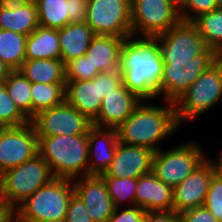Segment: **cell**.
Instances as JSON below:
<instances>
[{
	"label": "cell",
	"mask_w": 222,
	"mask_h": 222,
	"mask_svg": "<svg viewBox=\"0 0 222 222\" xmlns=\"http://www.w3.org/2000/svg\"><path fill=\"white\" fill-rule=\"evenodd\" d=\"M163 63L155 37L126 38L120 52L119 66L123 85L144 101L154 99L158 96Z\"/></svg>",
	"instance_id": "obj_1"
},
{
	"label": "cell",
	"mask_w": 222,
	"mask_h": 222,
	"mask_svg": "<svg viewBox=\"0 0 222 222\" xmlns=\"http://www.w3.org/2000/svg\"><path fill=\"white\" fill-rule=\"evenodd\" d=\"M141 103L133 113L117 128L120 143L143 146L154 152L168 135L180 126L175 111V103L166 101L167 105ZM158 144V145H157Z\"/></svg>",
	"instance_id": "obj_2"
},
{
	"label": "cell",
	"mask_w": 222,
	"mask_h": 222,
	"mask_svg": "<svg viewBox=\"0 0 222 222\" xmlns=\"http://www.w3.org/2000/svg\"><path fill=\"white\" fill-rule=\"evenodd\" d=\"M38 154L54 178L74 180L88 175V134L38 136Z\"/></svg>",
	"instance_id": "obj_3"
},
{
	"label": "cell",
	"mask_w": 222,
	"mask_h": 222,
	"mask_svg": "<svg viewBox=\"0 0 222 222\" xmlns=\"http://www.w3.org/2000/svg\"><path fill=\"white\" fill-rule=\"evenodd\" d=\"M73 180L53 178L16 208L17 222H64Z\"/></svg>",
	"instance_id": "obj_4"
},
{
	"label": "cell",
	"mask_w": 222,
	"mask_h": 222,
	"mask_svg": "<svg viewBox=\"0 0 222 222\" xmlns=\"http://www.w3.org/2000/svg\"><path fill=\"white\" fill-rule=\"evenodd\" d=\"M222 99V57L214 63L177 99L176 118L181 126L183 122L210 110Z\"/></svg>",
	"instance_id": "obj_5"
},
{
	"label": "cell",
	"mask_w": 222,
	"mask_h": 222,
	"mask_svg": "<svg viewBox=\"0 0 222 222\" xmlns=\"http://www.w3.org/2000/svg\"><path fill=\"white\" fill-rule=\"evenodd\" d=\"M180 21L178 0H131V27L134 37H156Z\"/></svg>",
	"instance_id": "obj_6"
},
{
	"label": "cell",
	"mask_w": 222,
	"mask_h": 222,
	"mask_svg": "<svg viewBox=\"0 0 222 222\" xmlns=\"http://www.w3.org/2000/svg\"><path fill=\"white\" fill-rule=\"evenodd\" d=\"M221 56L210 47L189 61L164 62L163 76L158 88V96L164 95L165 101L177 99L202 75L216 63Z\"/></svg>",
	"instance_id": "obj_7"
},
{
	"label": "cell",
	"mask_w": 222,
	"mask_h": 222,
	"mask_svg": "<svg viewBox=\"0 0 222 222\" xmlns=\"http://www.w3.org/2000/svg\"><path fill=\"white\" fill-rule=\"evenodd\" d=\"M54 178L49 165L38 154L15 168L3 173V196L5 202L17 208Z\"/></svg>",
	"instance_id": "obj_8"
},
{
	"label": "cell",
	"mask_w": 222,
	"mask_h": 222,
	"mask_svg": "<svg viewBox=\"0 0 222 222\" xmlns=\"http://www.w3.org/2000/svg\"><path fill=\"white\" fill-rule=\"evenodd\" d=\"M199 144L185 142L168 151L154 153L152 172L173 189L207 158Z\"/></svg>",
	"instance_id": "obj_9"
},
{
	"label": "cell",
	"mask_w": 222,
	"mask_h": 222,
	"mask_svg": "<svg viewBox=\"0 0 222 222\" xmlns=\"http://www.w3.org/2000/svg\"><path fill=\"white\" fill-rule=\"evenodd\" d=\"M94 35L132 36L131 0H88L86 22Z\"/></svg>",
	"instance_id": "obj_10"
},
{
	"label": "cell",
	"mask_w": 222,
	"mask_h": 222,
	"mask_svg": "<svg viewBox=\"0 0 222 222\" xmlns=\"http://www.w3.org/2000/svg\"><path fill=\"white\" fill-rule=\"evenodd\" d=\"M155 38L158 41L163 62L189 61L207 48L197 26L188 21L181 20Z\"/></svg>",
	"instance_id": "obj_11"
},
{
	"label": "cell",
	"mask_w": 222,
	"mask_h": 222,
	"mask_svg": "<svg viewBox=\"0 0 222 222\" xmlns=\"http://www.w3.org/2000/svg\"><path fill=\"white\" fill-rule=\"evenodd\" d=\"M37 136L85 135L93 122L66 101L39 112L30 121Z\"/></svg>",
	"instance_id": "obj_12"
},
{
	"label": "cell",
	"mask_w": 222,
	"mask_h": 222,
	"mask_svg": "<svg viewBox=\"0 0 222 222\" xmlns=\"http://www.w3.org/2000/svg\"><path fill=\"white\" fill-rule=\"evenodd\" d=\"M38 155L34 125L3 127L0 131V173L15 168Z\"/></svg>",
	"instance_id": "obj_13"
},
{
	"label": "cell",
	"mask_w": 222,
	"mask_h": 222,
	"mask_svg": "<svg viewBox=\"0 0 222 222\" xmlns=\"http://www.w3.org/2000/svg\"><path fill=\"white\" fill-rule=\"evenodd\" d=\"M215 173L214 161L207 158L173 189V211L181 213L204 206L210 180Z\"/></svg>",
	"instance_id": "obj_14"
},
{
	"label": "cell",
	"mask_w": 222,
	"mask_h": 222,
	"mask_svg": "<svg viewBox=\"0 0 222 222\" xmlns=\"http://www.w3.org/2000/svg\"><path fill=\"white\" fill-rule=\"evenodd\" d=\"M154 151L143 146L117 143L113 160L101 177L133 178L152 172Z\"/></svg>",
	"instance_id": "obj_15"
},
{
	"label": "cell",
	"mask_w": 222,
	"mask_h": 222,
	"mask_svg": "<svg viewBox=\"0 0 222 222\" xmlns=\"http://www.w3.org/2000/svg\"><path fill=\"white\" fill-rule=\"evenodd\" d=\"M74 193L85 203L94 222H107L115 211L104 179L99 175H87L73 180Z\"/></svg>",
	"instance_id": "obj_16"
},
{
	"label": "cell",
	"mask_w": 222,
	"mask_h": 222,
	"mask_svg": "<svg viewBox=\"0 0 222 222\" xmlns=\"http://www.w3.org/2000/svg\"><path fill=\"white\" fill-rule=\"evenodd\" d=\"M141 100L122 83L102 99L98 116L92 121L93 126L117 129L133 113Z\"/></svg>",
	"instance_id": "obj_17"
},
{
	"label": "cell",
	"mask_w": 222,
	"mask_h": 222,
	"mask_svg": "<svg viewBox=\"0 0 222 222\" xmlns=\"http://www.w3.org/2000/svg\"><path fill=\"white\" fill-rule=\"evenodd\" d=\"M118 140L117 129L93 126L88 132V175H102L110 166Z\"/></svg>",
	"instance_id": "obj_18"
},
{
	"label": "cell",
	"mask_w": 222,
	"mask_h": 222,
	"mask_svg": "<svg viewBox=\"0 0 222 222\" xmlns=\"http://www.w3.org/2000/svg\"><path fill=\"white\" fill-rule=\"evenodd\" d=\"M38 26L34 0H0V29L29 36Z\"/></svg>",
	"instance_id": "obj_19"
},
{
	"label": "cell",
	"mask_w": 222,
	"mask_h": 222,
	"mask_svg": "<svg viewBox=\"0 0 222 222\" xmlns=\"http://www.w3.org/2000/svg\"><path fill=\"white\" fill-rule=\"evenodd\" d=\"M135 205L146 212L172 211L173 188L158 179L153 172L137 178Z\"/></svg>",
	"instance_id": "obj_20"
},
{
	"label": "cell",
	"mask_w": 222,
	"mask_h": 222,
	"mask_svg": "<svg viewBox=\"0 0 222 222\" xmlns=\"http://www.w3.org/2000/svg\"><path fill=\"white\" fill-rule=\"evenodd\" d=\"M99 89V74L91 80L67 81L65 101L93 121L102 104Z\"/></svg>",
	"instance_id": "obj_21"
},
{
	"label": "cell",
	"mask_w": 222,
	"mask_h": 222,
	"mask_svg": "<svg viewBox=\"0 0 222 222\" xmlns=\"http://www.w3.org/2000/svg\"><path fill=\"white\" fill-rule=\"evenodd\" d=\"M125 38L95 35L85 53L93 69L100 72L119 70L120 52Z\"/></svg>",
	"instance_id": "obj_22"
},
{
	"label": "cell",
	"mask_w": 222,
	"mask_h": 222,
	"mask_svg": "<svg viewBox=\"0 0 222 222\" xmlns=\"http://www.w3.org/2000/svg\"><path fill=\"white\" fill-rule=\"evenodd\" d=\"M94 36L92 29L85 22L69 23L58 29L60 59L66 64L84 56Z\"/></svg>",
	"instance_id": "obj_23"
},
{
	"label": "cell",
	"mask_w": 222,
	"mask_h": 222,
	"mask_svg": "<svg viewBox=\"0 0 222 222\" xmlns=\"http://www.w3.org/2000/svg\"><path fill=\"white\" fill-rule=\"evenodd\" d=\"M58 30L39 25L26 40V60L60 59Z\"/></svg>",
	"instance_id": "obj_24"
},
{
	"label": "cell",
	"mask_w": 222,
	"mask_h": 222,
	"mask_svg": "<svg viewBox=\"0 0 222 222\" xmlns=\"http://www.w3.org/2000/svg\"><path fill=\"white\" fill-rule=\"evenodd\" d=\"M31 83H66L65 63L61 59L25 60L19 69Z\"/></svg>",
	"instance_id": "obj_25"
},
{
	"label": "cell",
	"mask_w": 222,
	"mask_h": 222,
	"mask_svg": "<svg viewBox=\"0 0 222 222\" xmlns=\"http://www.w3.org/2000/svg\"><path fill=\"white\" fill-rule=\"evenodd\" d=\"M26 35L0 29V60L11 70H19L26 60Z\"/></svg>",
	"instance_id": "obj_26"
},
{
	"label": "cell",
	"mask_w": 222,
	"mask_h": 222,
	"mask_svg": "<svg viewBox=\"0 0 222 222\" xmlns=\"http://www.w3.org/2000/svg\"><path fill=\"white\" fill-rule=\"evenodd\" d=\"M66 83H32V119L39 112L65 102Z\"/></svg>",
	"instance_id": "obj_27"
},
{
	"label": "cell",
	"mask_w": 222,
	"mask_h": 222,
	"mask_svg": "<svg viewBox=\"0 0 222 222\" xmlns=\"http://www.w3.org/2000/svg\"><path fill=\"white\" fill-rule=\"evenodd\" d=\"M4 82L6 84V89L17 108L29 121H31L32 83L21 73L20 70H11Z\"/></svg>",
	"instance_id": "obj_28"
},
{
	"label": "cell",
	"mask_w": 222,
	"mask_h": 222,
	"mask_svg": "<svg viewBox=\"0 0 222 222\" xmlns=\"http://www.w3.org/2000/svg\"><path fill=\"white\" fill-rule=\"evenodd\" d=\"M39 25L62 29L69 24V0H34Z\"/></svg>",
	"instance_id": "obj_29"
},
{
	"label": "cell",
	"mask_w": 222,
	"mask_h": 222,
	"mask_svg": "<svg viewBox=\"0 0 222 222\" xmlns=\"http://www.w3.org/2000/svg\"><path fill=\"white\" fill-rule=\"evenodd\" d=\"M193 23L207 47L213 48L222 56V8L200 15Z\"/></svg>",
	"instance_id": "obj_30"
},
{
	"label": "cell",
	"mask_w": 222,
	"mask_h": 222,
	"mask_svg": "<svg viewBox=\"0 0 222 222\" xmlns=\"http://www.w3.org/2000/svg\"><path fill=\"white\" fill-rule=\"evenodd\" d=\"M105 181L109 196L116 208H119L122 203L129 202L130 206L135 205V192L137 179L133 178H115L102 177Z\"/></svg>",
	"instance_id": "obj_31"
},
{
	"label": "cell",
	"mask_w": 222,
	"mask_h": 222,
	"mask_svg": "<svg viewBox=\"0 0 222 222\" xmlns=\"http://www.w3.org/2000/svg\"><path fill=\"white\" fill-rule=\"evenodd\" d=\"M29 122L11 99L5 82L0 81V125L2 127H16Z\"/></svg>",
	"instance_id": "obj_32"
},
{
	"label": "cell",
	"mask_w": 222,
	"mask_h": 222,
	"mask_svg": "<svg viewBox=\"0 0 222 222\" xmlns=\"http://www.w3.org/2000/svg\"><path fill=\"white\" fill-rule=\"evenodd\" d=\"M182 21L193 22L202 14L218 9L217 0H178Z\"/></svg>",
	"instance_id": "obj_33"
},
{
	"label": "cell",
	"mask_w": 222,
	"mask_h": 222,
	"mask_svg": "<svg viewBox=\"0 0 222 222\" xmlns=\"http://www.w3.org/2000/svg\"><path fill=\"white\" fill-rule=\"evenodd\" d=\"M65 68L66 81L91 80L100 73L98 69H93L86 55L70 60L65 64Z\"/></svg>",
	"instance_id": "obj_34"
},
{
	"label": "cell",
	"mask_w": 222,
	"mask_h": 222,
	"mask_svg": "<svg viewBox=\"0 0 222 222\" xmlns=\"http://www.w3.org/2000/svg\"><path fill=\"white\" fill-rule=\"evenodd\" d=\"M204 206L222 222V178L217 173L210 180Z\"/></svg>",
	"instance_id": "obj_35"
},
{
	"label": "cell",
	"mask_w": 222,
	"mask_h": 222,
	"mask_svg": "<svg viewBox=\"0 0 222 222\" xmlns=\"http://www.w3.org/2000/svg\"><path fill=\"white\" fill-rule=\"evenodd\" d=\"M64 222H94L85 203L75 193L70 198Z\"/></svg>",
	"instance_id": "obj_36"
},
{
	"label": "cell",
	"mask_w": 222,
	"mask_h": 222,
	"mask_svg": "<svg viewBox=\"0 0 222 222\" xmlns=\"http://www.w3.org/2000/svg\"><path fill=\"white\" fill-rule=\"evenodd\" d=\"M122 74L119 70L100 72L99 89L102 98L112 93L122 84Z\"/></svg>",
	"instance_id": "obj_37"
},
{
	"label": "cell",
	"mask_w": 222,
	"mask_h": 222,
	"mask_svg": "<svg viewBox=\"0 0 222 222\" xmlns=\"http://www.w3.org/2000/svg\"><path fill=\"white\" fill-rule=\"evenodd\" d=\"M115 208L114 213L107 222H142L146 211L136 205L127 207L125 210Z\"/></svg>",
	"instance_id": "obj_38"
},
{
	"label": "cell",
	"mask_w": 222,
	"mask_h": 222,
	"mask_svg": "<svg viewBox=\"0 0 222 222\" xmlns=\"http://www.w3.org/2000/svg\"><path fill=\"white\" fill-rule=\"evenodd\" d=\"M179 217L180 222H218L205 206L185 210L179 213Z\"/></svg>",
	"instance_id": "obj_39"
},
{
	"label": "cell",
	"mask_w": 222,
	"mask_h": 222,
	"mask_svg": "<svg viewBox=\"0 0 222 222\" xmlns=\"http://www.w3.org/2000/svg\"><path fill=\"white\" fill-rule=\"evenodd\" d=\"M88 0H69V23L86 22Z\"/></svg>",
	"instance_id": "obj_40"
},
{
	"label": "cell",
	"mask_w": 222,
	"mask_h": 222,
	"mask_svg": "<svg viewBox=\"0 0 222 222\" xmlns=\"http://www.w3.org/2000/svg\"><path fill=\"white\" fill-rule=\"evenodd\" d=\"M142 222H180L179 213L172 211L146 212Z\"/></svg>",
	"instance_id": "obj_41"
},
{
	"label": "cell",
	"mask_w": 222,
	"mask_h": 222,
	"mask_svg": "<svg viewBox=\"0 0 222 222\" xmlns=\"http://www.w3.org/2000/svg\"><path fill=\"white\" fill-rule=\"evenodd\" d=\"M0 222H17L16 208L6 202L0 203Z\"/></svg>",
	"instance_id": "obj_42"
},
{
	"label": "cell",
	"mask_w": 222,
	"mask_h": 222,
	"mask_svg": "<svg viewBox=\"0 0 222 222\" xmlns=\"http://www.w3.org/2000/svg\"><path fill=\"white\" fill-rule=\"evenodd\" d=\"M10 71L11 69L0 60V81H4L8 77Z\"/></svg>",
	"instance_id": "obj_43"
},
{
	"label": "cell",
	"mask_w": 222,
	"mask_h": 222,
	"mask_svg": "<svg viewBox=\"0 0 222 222\" xmlns=\"http://www.w3.org/2000/svg\"><path fill=\"white\" fill-rule=\"evenodd\" d=\"M214 166L216 173L222 178V159L220 157L214 161Z\"/></svg>",
	"instance_id": "obj_44"
},
{
	"label": "cell",
	"mask_w": 222,
	"mask_h": 222,
	"mask_svg": "<svg viewBox=\"0 0 222 222\" xmlns=\"http://www.w3.org/2000/svg\"><path fill=\"white\" fill-rule=\"evenodd\" d=\"M5 202L4 196H3V174L0 173V203Z\"/></svg>",
	"instance_id": "obj_45"
},
{
	"label": "cell",
	"mask_w": 222,
	"mask_h": 222,
	"mask_svg": "<svg viewBox=\"0 0 222 222\" xmlns=\"http://www.w3.org/2000/svg\"><path fill=\"white\" fill-rule=\"evenodd\" d=\"M218 8H222V0H217Z\"/></svg>",
	"instance_id": "obj_46"
},
{
	"label": "cell",
	"mask_w": 222,
	"mask_h": 222,
	"mask_svg": "<svg viewBox=\"0 0 222 222\" xmlns=\"http://www.w3.org/2000/svg\"><path fill=\"white\" fill-rule=\"evenodd\" d=\"M218 155H219V157L222 159V151H221V153H219Z\"/></svg>",
	"instance_id": "obj_47"
}]
</instances>
